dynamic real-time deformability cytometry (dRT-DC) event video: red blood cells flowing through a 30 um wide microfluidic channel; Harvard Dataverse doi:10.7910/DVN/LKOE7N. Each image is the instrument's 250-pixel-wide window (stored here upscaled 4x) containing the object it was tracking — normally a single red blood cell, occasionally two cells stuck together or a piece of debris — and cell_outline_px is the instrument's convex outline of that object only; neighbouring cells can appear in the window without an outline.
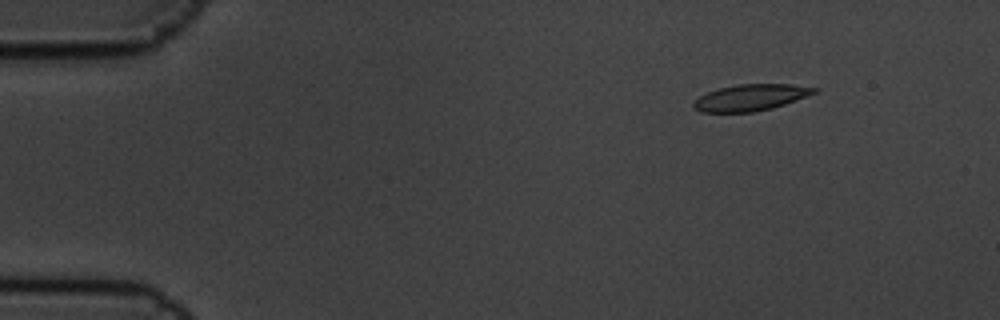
{"species": "common noctule bat (a hibernating species)", "species_latin": "Nyctalus noctula", "temperature_condition": "cold", "stored_images_in_passage": 5, "camera_frame_rate_fps": 3000, "um_per_image_px": 0.085, "animal": {"sex": "male", "body_mass_g": 19.5, "forearm_length_mm": 54.6}, "frame": {"image": 1, "passage_image": 2, "time_ms": 0.333, "image_size_px": [1000, 320], "cell_outline_px": [[820, 88], [816, 92], [784, 104], [772, 108], [756, 112], [700, 112], [692, 104], [700, 96], [708, 92], [720, 88], [736, 84], [792, 84]], "centroid_in_image_um": [63.82, 8.28], "position_along_channel_um": 21.2, "area_um2": 18.38}}